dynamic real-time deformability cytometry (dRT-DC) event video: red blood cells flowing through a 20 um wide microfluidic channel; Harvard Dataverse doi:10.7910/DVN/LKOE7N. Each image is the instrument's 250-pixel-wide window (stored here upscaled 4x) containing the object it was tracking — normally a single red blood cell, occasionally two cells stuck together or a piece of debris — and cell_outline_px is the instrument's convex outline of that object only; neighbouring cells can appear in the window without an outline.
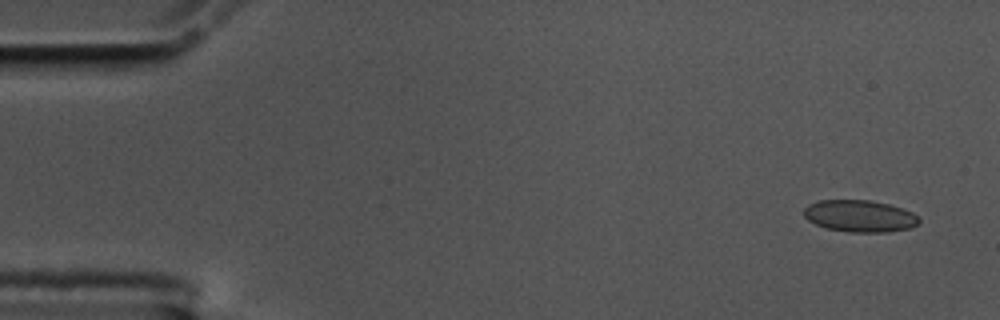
{"species": "common noctule bat (a hibernating species)", "species_latin": "Nyctalus noctula", "temperature_condition": "cold", "stored_images_in_passage": 57, "camera_frame_rate_fps": 3000, "um_per_image_px": 0.085, "animal": {"sex": "male", "body_mass_g": 17.5, "forearm_length_mm": 52.3}, "frame": {"image": 1, "passage_image": 3, "time_ms": 0.667, "image_size_px": [1000, 320], "cell_outline_px": [[920, 220], [912, 228], [888, 232], [848, 232], [824, 228], [808, 220], [804, 216], [804, 208], [808, 204], [820, 200], [868, 200], [888, 204], [912, 212]], "centroid_in_image_um": [73.05, 18.37], "position_along_channel_um": 12.0, "area_um2": 21.39}}
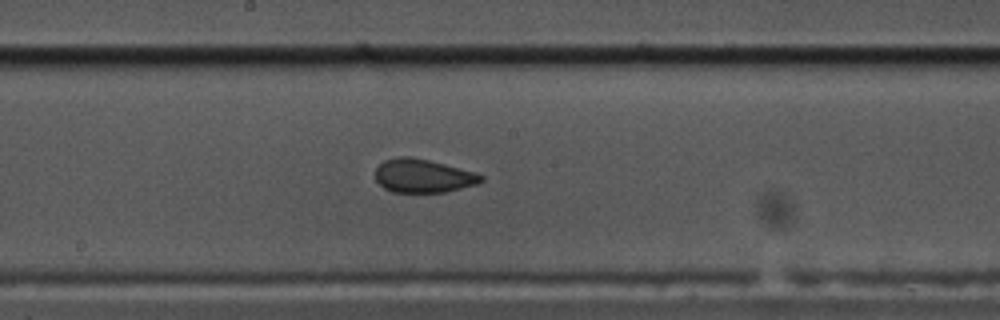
{"frame": {"image": 2, "passage_image": 30, "time_ms": 9.667, "image_size_px": [1000, 320], "cell_outline_px": [[484, 180], [476, 184], [444, 192], [392, 192], [384, 188], [376, 180], [376, 168], [384, 160], [400, 156], [412, 156], [476, 172], [484, 176]], "centroid_in_image_um": [35.96, 14.94], "position_along_channel_um": 212.2, "area_um2": 20.58}}
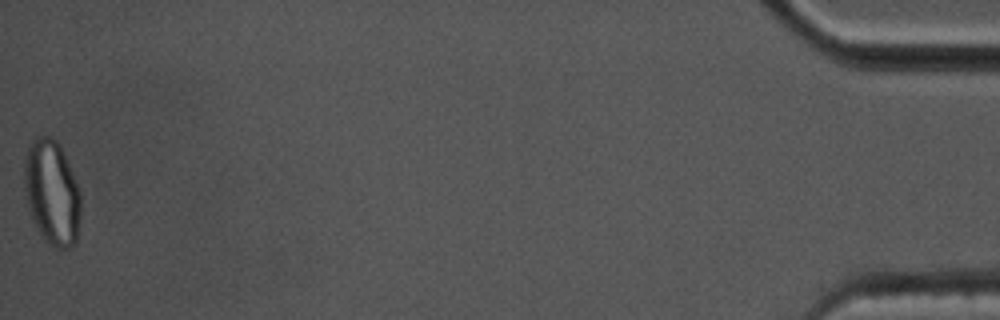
{"frame": {"image": 3, "passage_image": 57, "time_ms": 18.667, "image_size_px": [1000, 320], "cell_outline_px": [[80, 216], [76, 244], [68, 248], [56, 248], [48, 244], [44, 240], [28, 208], [24, 192], [24, 160], [28, 148], [32, 140], [36, 136], [48, 136], [56, 140], [60, 144], [72, 172], [80, 192]], "centroid_in_image_um": [4.41, 16.36], "position_along_channel_um": 430.8, "area_um2": 34.56}, "authors_computed_cell_mechanics": {"area_um2": 21.386, "velocity_mm_per_s": 3.5156, "shape_relaxation_time_tau1_ms": null, "shape_relaxation_time_tau2_ms": 0.8241, "deformation_change_tau1": null, "deformation_change_tau2": 0.0702}}